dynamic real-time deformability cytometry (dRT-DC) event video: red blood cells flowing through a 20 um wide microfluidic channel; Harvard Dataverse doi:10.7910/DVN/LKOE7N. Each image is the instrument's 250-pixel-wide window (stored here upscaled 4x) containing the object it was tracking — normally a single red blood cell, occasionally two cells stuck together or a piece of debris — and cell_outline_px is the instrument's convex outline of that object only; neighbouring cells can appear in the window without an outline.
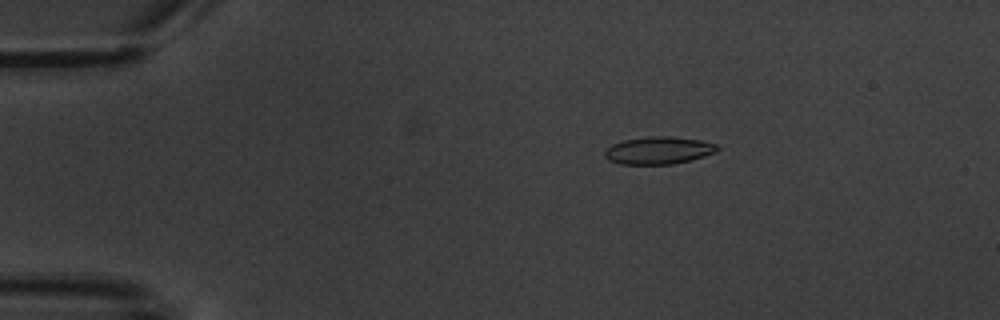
{"species": "common noctule bat (a hibernating species)", "species_latin": "Nyctalus noctula", "temperature_condition": "warm", "stored_images_in_passage": 5, "camera_frame_rate_fps": 3000, "um_per_image_px": 0.085, "animal": {"sex": "male", "body_mass_g": 20.1, "forearm_length_mm": 53.5}, "frame": {"image": 1, "passage_image": 3, "time_ms": 2.333, "image_size_px": [1000, 320], "cell_outline_px": [[720, 148], [716, 152], [692, 160], [672, 164], [620, 164], [608, 160], [604, 156], [604, 152], [612, 144], [624, 140], [648, 136], [668, 136], [700, 140], [716, 144]], "centroid_in_image_um": [55.98, 12.79], "position_along_channel_um": 29.0, "area_um2": 18.03}}